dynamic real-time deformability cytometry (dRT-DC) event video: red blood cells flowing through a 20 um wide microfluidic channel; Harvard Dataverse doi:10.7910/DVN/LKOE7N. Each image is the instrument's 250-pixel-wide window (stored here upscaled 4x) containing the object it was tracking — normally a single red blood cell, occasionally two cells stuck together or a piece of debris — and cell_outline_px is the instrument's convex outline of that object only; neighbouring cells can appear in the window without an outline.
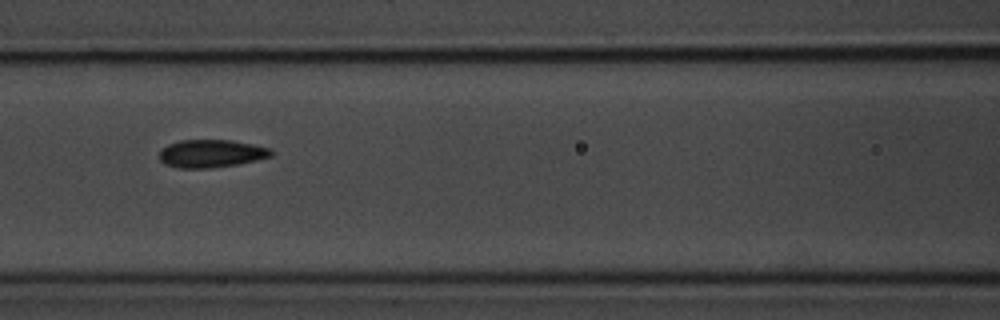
{"species": "common noctule bat (a hibernating species)", "species_latin": "Nyctalus noctula", "temperature_condition": "room temperature", "stored_images_in_passage": 9, "camera_frame_rate_fps": 3000, "um_per_image_px": 0.085, "animal": {"sex": "male", "body_mass_g": 20.1, "forearm_length_mm": 53.5}, "frame": {"image": 1, "passage_image": 7, "time_ms": 7.0, "image_size_px": [1000, 320], "cell_outline_px": [[272, 156], [256, 160], [236, 164], [212, 168], [176, 168], [164, 164], [160, 160], [160, 148], [168, 144], [180, 140], [232, 140], [252, 144], [268, 148], [272, 152]], "centroid_in_image_um": [17.9, 13.05], "position_along_channel_um": 148.7, "area_um2": 18.15}}
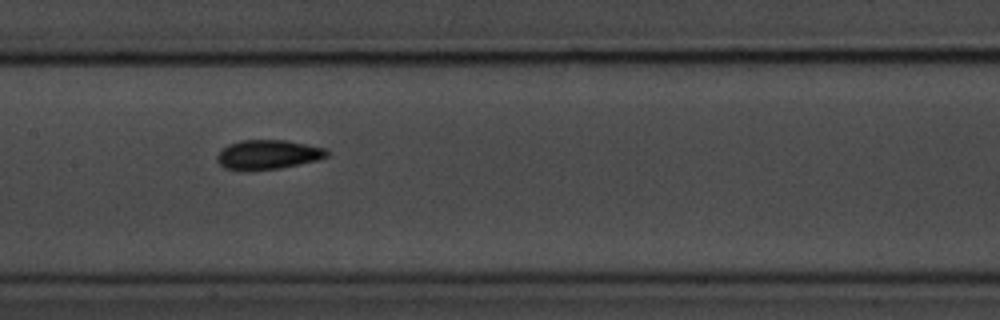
{"frame": {"image": 2, "passage_image": 8, "time_ms": 8.0, "image_size_px": [1000, 320], "cell_outline_px": [[328, 156], [316, 160], [280, 168], [224, 168], [216, 160], [216, 156], [228, 144], [240, 140], [288, 140], [324, 148], [328, 152]], "centroid_in_image_um": [22.79, 13.1], "position_along_channel_um": 184.6, "area_um2": 18.15}}